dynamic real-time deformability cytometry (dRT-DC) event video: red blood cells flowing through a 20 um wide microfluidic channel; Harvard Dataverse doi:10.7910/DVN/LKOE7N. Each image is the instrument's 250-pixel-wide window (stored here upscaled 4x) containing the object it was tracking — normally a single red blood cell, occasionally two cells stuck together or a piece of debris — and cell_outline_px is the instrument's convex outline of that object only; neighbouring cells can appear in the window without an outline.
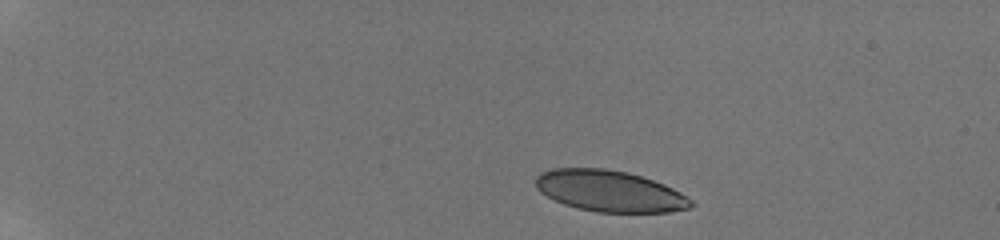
{"species": "human", "species_latin": "Homo sapiens", "temperature_condition": "room temperature", "stored_images_in_passage": 45, "camera_frame_rate_fps": 3000, "um_per_image_px": 0.085, "donor": {"sex": "male"}, "frame": {"image": 1, "passage_image": 1, "time_ms": 0.0, "image_size_px": [1000, 240], "cell_outline_px": [[696, 204], [688, 208], [668, 212], [596, 212], [564, 204], [540, 192], [536, 188], [536, 176], [540, 172], [552, 168], [604, 168], [628, 172], [664, 184], [688, 196]], "centroid_in_image_um": [51.82, 16.23], "position_along_channel_um": 33.2, "area_um2": 37.28}}
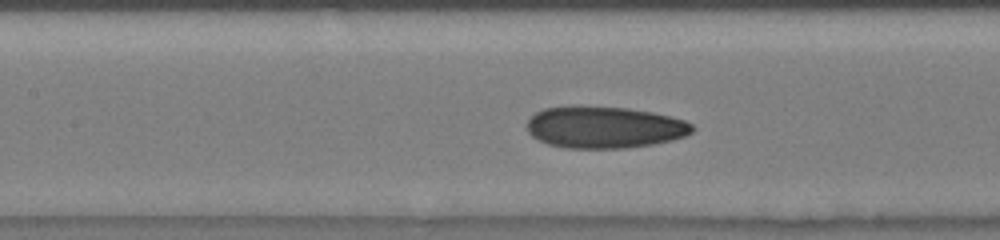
{"frame": {"image": 2, "passage_image": 19, "time_ms": 6.0, "image_size_px": [1000, 240], "cell_outline_px": [[696, 128], [692, 132], [684, 136], [672, 140], [652, 144], [624, 148], [564, 148], [548, 144], [532, 136], [528, 132], [528, 120], [536, 112], [544, 108], [572, 104], [580, 104], [628, 108], [652, 112], [684, 120], [692, 124]], "centroid_in_image_um": [51.35, 10.79], "position_along_channel_um": 156.1, "area_um2": 40.75}}
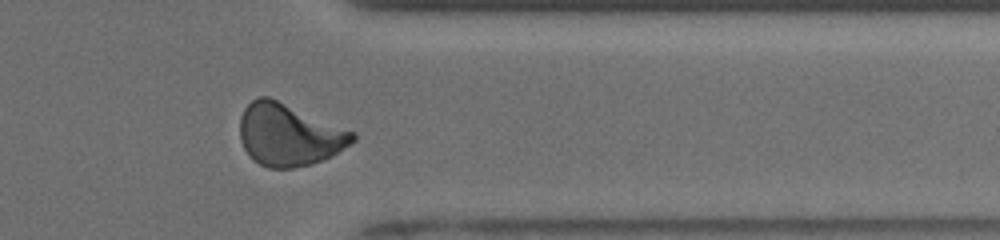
{"frame": {"image": 3, "passage_image": 37, "time_ms": 12.0, "image_size_px": [1000, 240], "cell_outline_px": [[356, 140], [352, 144], [332, 156], [312, 164], [292, 168], [268, 168], [252, 160], [244, 148], [240, 140], [240, 116], [244, 108], [252, 100], [260, 96], [268, 96], [356, 132]], "centroid_in_image_um": [24.57, 11.46], "position_along_channel_um": 386.8, "area_um2": 41.1}, "authors_computed_cell_mechanics": {"area_um2": 39.4196, "velocity_mm_per_s": 3.88, "shape_relaxation_time_tau1_ms": 4.5769, "shape_relaxation_time_tau2_ms": 1.4192, "deformation_change_tau1": 0.1673, "deformation_change_tau2": 0.0783}}